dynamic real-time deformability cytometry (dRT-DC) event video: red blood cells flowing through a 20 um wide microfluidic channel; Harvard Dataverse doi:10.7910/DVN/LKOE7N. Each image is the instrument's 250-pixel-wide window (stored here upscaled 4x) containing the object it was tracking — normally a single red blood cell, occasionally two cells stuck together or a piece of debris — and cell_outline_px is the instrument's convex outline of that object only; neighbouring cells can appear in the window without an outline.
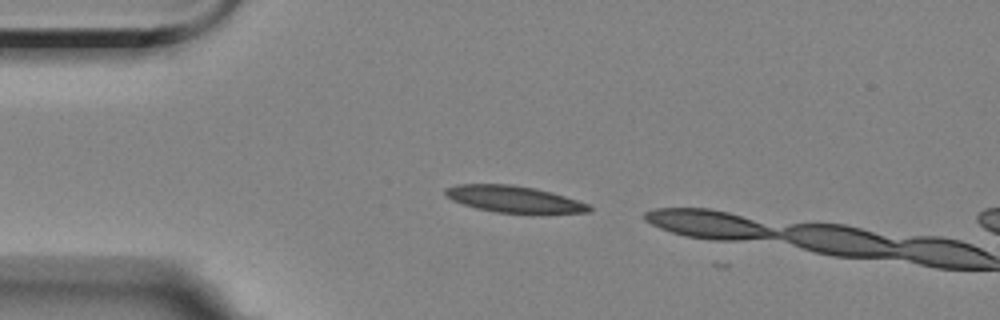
{"species": "Egyptian fruit bat (a non-hibernating species)", "species_latin": "Rousettus aegyptiacus", "temperature_condition": "room temperature", "stored_images_in_passage": 2, "camera_frame_rate_fps": 3000, "um_per_image_px": 0.085, "animal": {"sex": "female"}, "frame": {"image": 1, "passage_image": 1, "time_ms": 0.0, "image_size_px": [1000, 320], "cell_outline_px": [[592, 212], [496, 212], [476, 208], [452, 200], [444, 192], [444, 188], [456, 184], [512, 184], [536, 188], [552, 192], [588, 204], [592, 208]], "centroid_in_image_um": [43.63, 16.9], "position_along_channel_um": 41.4, "area_um2": 21.85}}